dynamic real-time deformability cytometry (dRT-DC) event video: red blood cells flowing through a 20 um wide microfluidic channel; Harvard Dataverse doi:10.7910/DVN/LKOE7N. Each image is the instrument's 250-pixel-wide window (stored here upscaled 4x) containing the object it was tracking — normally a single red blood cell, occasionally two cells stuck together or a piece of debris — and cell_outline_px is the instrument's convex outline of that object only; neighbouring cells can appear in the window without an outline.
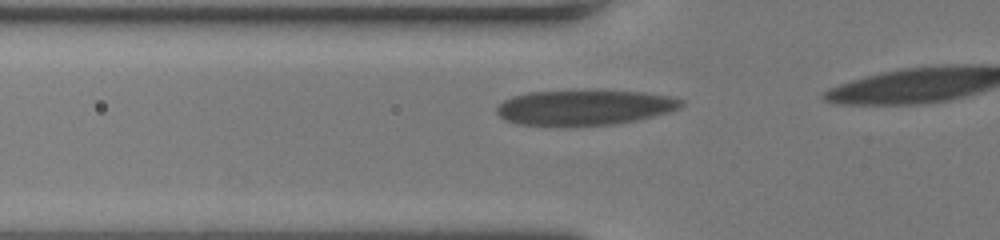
{"species": "human", "species_latin": "Homo sapiens", "temperature_condition": "room temperature", "stored_images_in_passage": 34, "camera_frame_rate_fps": 3000, "um_per_image_px": 0.085, "donor": {"sex": "female"}, "frame": {"image": 1, "passage_image": 7, "time_ms": 2.0, "image_size_px": [1000, 240], "cell_outline_px": [[684, 104], [680, 108], [668, 112], [636, 120], [612, 124], [520, 124], [504, 120], [496, 112], [496, 108], [504, 100], [512, 96], [528, 92], [600, 88], [644, 92], [676, 96], [684, 100]], "centroid_in_image_um": [49.75, 9.06], "position_along_channel_um": 76.0, "area_um2": 38.44}}
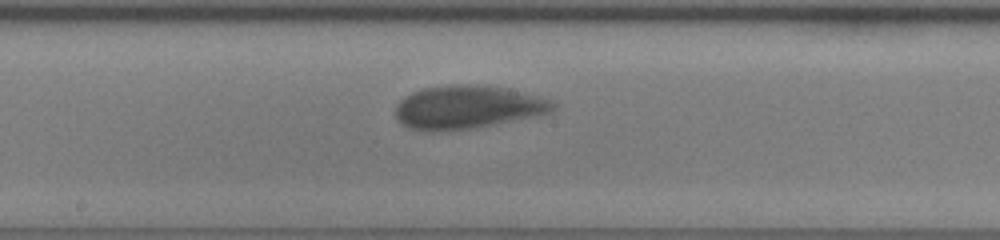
{"frame": {"image": 2, "passage_image": 17, "time_ms": 5.333, "image_size_px": [1000, 240], "cell_outline_px": [[556, 108], [552, 112], [476, 128], [432, 132], [428, 132], [408, 128], [396, 120], [396, 104], [404, 96], [412, 92], [424, 88], [448, 84], [468, 84], [508, 88], [552, 100], [556, 104]], "centroid_in_image_um": [39.7, 9.11], "position_along_channel_um": 208.5, "area_um2": 40.0}}
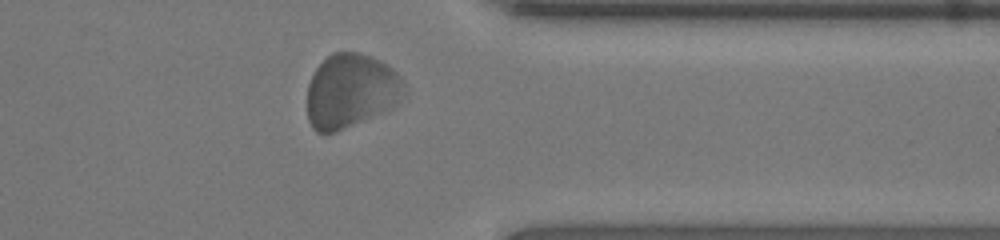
{"frame": {"image": 3, "passage_image": 30, "time_ms": 9.667, "image_size_px": [1000, 240], "cell_outline_px": [[404, 88], [396, 104], [380, 112], [336, 132], [316, 132], [312, 128], [308, 120], [308, 84], [316, 68], [332, 52], [360, 52], [372, 56], [388, 64], [400, 76]], "centroid_in_image_um": [29.79, 7.7], "position_along_channel_um": 381.6, "area_um2": 41.33}}